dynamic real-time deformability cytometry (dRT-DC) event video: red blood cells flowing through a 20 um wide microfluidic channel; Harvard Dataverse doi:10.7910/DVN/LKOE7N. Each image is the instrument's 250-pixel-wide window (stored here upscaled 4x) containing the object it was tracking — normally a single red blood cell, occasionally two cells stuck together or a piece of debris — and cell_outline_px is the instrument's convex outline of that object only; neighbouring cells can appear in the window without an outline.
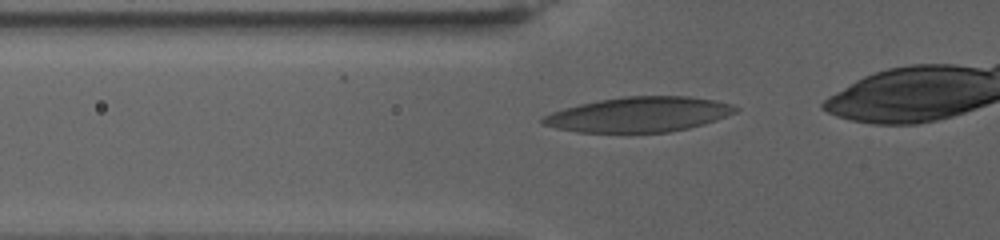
{"species": "human", "species_latin": "Homo sapiens", "temperature_condition": "warm", "stored_images_in_passage": 55, "camera_frame_rate_fps": 3000, "um_per_image_px": 0.085, "donor": {"sex": "female"}, "frame": {"image": 1, "passage_image": 19, "time_ms": 6.0, "image_size_px": [1000, 240], "cell_outline_px": [[740, 108], [736, 112], [716, 120], [704, 124], [688, 128], [668, 132], [576, 132], [556, 128], [540, 124], [540, 120], [544, 116], [552, 112], [564, 108], [580, 104], [600, 100], [624, 96], [688, 96], [716, 100], [732, 104]], "centroid_in_image_um": [54.32, 9.73], "position_along_channel_um": 71.5, "area_um2": 39.3}}
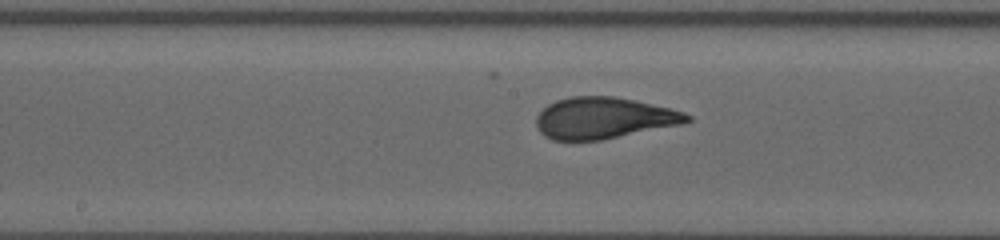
{"frame": {"image": 2, "passage_image": 33, "time_ms": 10.667, "image_size_px": [1000, 240], "cell_outline_px": [[692, 120], [680, 124], [604, 140], [552, 140], [544, 136], [540, 132], [536, 124], [536, 116], [548, 104], [556, 100], [572, 96], [616, 96], [672, 108], [684, 112], [692, 116]], "centroid_in_image_um": [51.32, 10.03], "position_along_channel_um": 196.9, "area_um2": 36.53}}
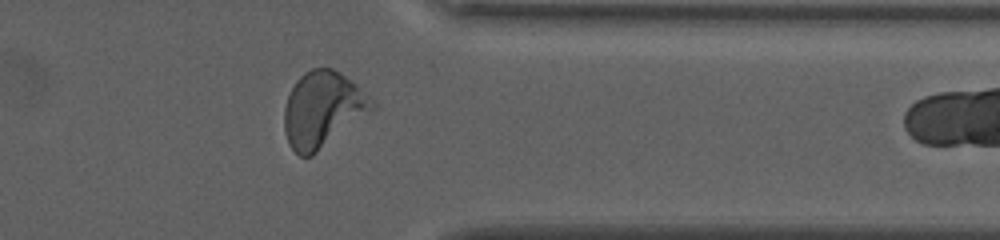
{"frame": {"image": 3, "passage_image": 54, "time_ms": 17.667, "image_size_px": [1000, 240], "cell_outline_px": [[376, 108], [312, 156], [300, 156], [288, 144], [284, 132], [284, 108], [288, 96], [296, 80], [304, 72], [312, 68], [332, 68], [340, 72], [372, 100], [376, 104]], "centroid_in_image_um": [27.39, 9.32], "position_along_channel_um": 384.0, "area_um2": 38.38}}